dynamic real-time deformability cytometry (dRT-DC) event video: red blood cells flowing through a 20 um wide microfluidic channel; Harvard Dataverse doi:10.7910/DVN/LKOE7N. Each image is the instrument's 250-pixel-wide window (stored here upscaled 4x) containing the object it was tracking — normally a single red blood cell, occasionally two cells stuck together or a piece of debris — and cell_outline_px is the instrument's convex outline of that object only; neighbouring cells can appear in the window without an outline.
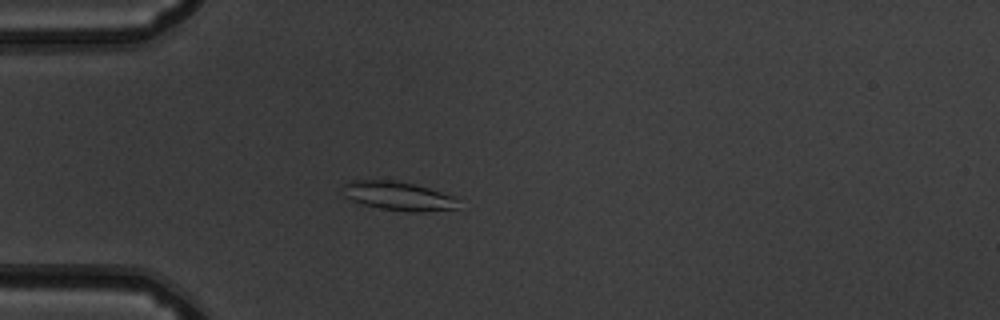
{"species": "common noctule bat (a hibernating species)", "species_latin": "Nyctalus noctula", "temperature_condition": "warm", "stored_images_in_passage": 52, "camera_frame_rate_fps": 3000, "um_per_image_px": 0.085, "animal": {"sex": "male", "body_mass_g": 19.5, "forearm_length_mm": 54.6}, "frame": {"image": 1, "passage_image": 15, "time_ms": 4.667, "image_size_px": [1000, 320], "cell_outline_px": [[456, 208], [424, 212], [408, 212], [380, 208], [364, 204], [352, 200], [344, 196], [344, 184], [352, 180], [396, 180], [416, 184], [456, 196]], "centroid_in_image_um": [33.87, 16.65], "position_along_channel_um": 51.1, "area_um2": 19.36}}
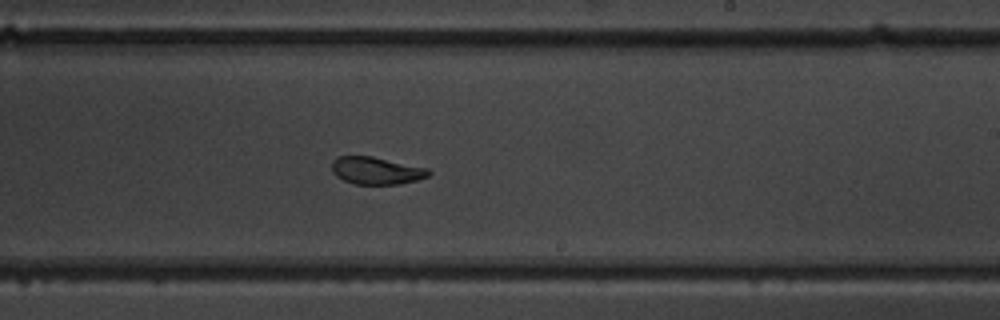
{"frame": {"image": 2, "passage_image": 32, "time_ms": 10.333, "image_size_px": [1000, 320], "cell_outline_px": [[432, 172], [428, 176], [416, 180], [400, 184], [356, 184], [344, 180], [336, 176], [332, 172], [332, 160], [336, 156], [372, 156], [428, 168]], "centroid_in_image_um": [31.98, 14.49], "position_along_channel_um": 257.0, "area_um2": 15.49}}
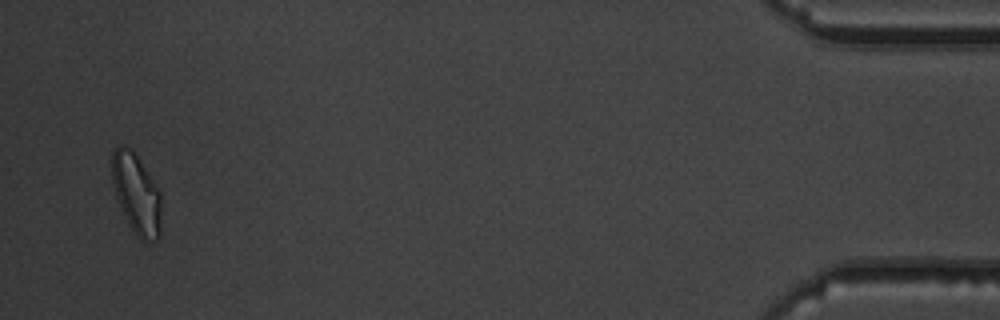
{"frame": {"image": 3, "passage_image": 51, "time_ms": 16.667, "image_size_px": [1000, 320], "cell_outline_px": [[160, 236], [156, 240], [144, 240], [132, 228], [116, 196], [112, 180], [112, 152], [120, 144], [124, 144], [136, 156], [160, 192]], "centroid_in_image_um": [11.59, 16.44], "position_along_channel_um": 423.6, "area_um2": 22.02}, "authors_computed_cell_mechanics": {"area_um2": 17.6579, "velocity_mm_per_s": 3.8731, "shape_relaxation_time_tau1_ms": 7.2301, "shape_relaxation_time_tau2_ms": 1.8552, "deformation_change_tau1": 0.1844, "deformation_change_tau2": 0.0716}}